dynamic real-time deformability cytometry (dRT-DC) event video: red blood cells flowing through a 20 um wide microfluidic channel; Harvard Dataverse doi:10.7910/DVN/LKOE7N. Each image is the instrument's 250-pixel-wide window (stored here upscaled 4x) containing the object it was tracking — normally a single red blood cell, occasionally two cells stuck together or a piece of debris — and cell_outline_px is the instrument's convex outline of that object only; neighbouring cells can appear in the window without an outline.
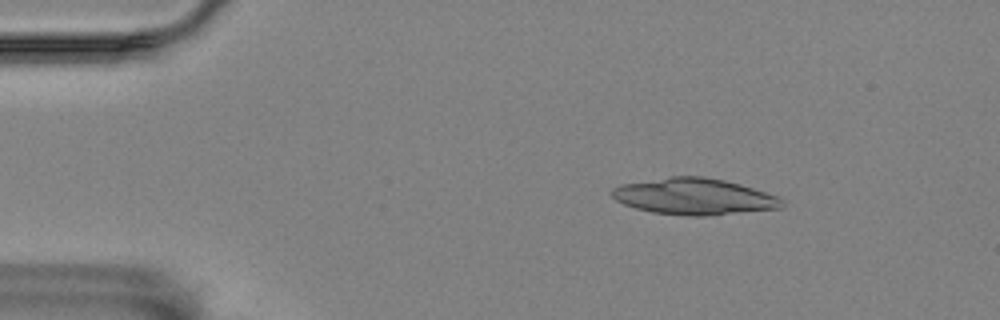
{"species": "Egyptian fruit bat (a non-hibernating species)", "species_latin": "Rousettus aegyptiacus", "temperature_condition": "room temperature", "stored_images_in_passage": 4, "camera_frame_rate_fps": 3000, "um_per_image_px": 0.085, "animal": {"sex": "female"}, "frame": {"image": 1, "passage_image": 2, "time_ms": 1.333, "image_size_px": [1000, 320], "cell_outline_px": [[784, 204], [780, 208], [704, 216], [688, 216], [652, 212], [636, 208], [624, 204], [616, 200], [612, 196], [612, 188], [620, 184], [672, 176], [704, 176], [724, 180], [740, 184], [780, 196], [784, 200]], "centroid_in_image_um": [59.02, 16.7], "position_along_channel_um": 26.0, "area_um2": 36.07}}